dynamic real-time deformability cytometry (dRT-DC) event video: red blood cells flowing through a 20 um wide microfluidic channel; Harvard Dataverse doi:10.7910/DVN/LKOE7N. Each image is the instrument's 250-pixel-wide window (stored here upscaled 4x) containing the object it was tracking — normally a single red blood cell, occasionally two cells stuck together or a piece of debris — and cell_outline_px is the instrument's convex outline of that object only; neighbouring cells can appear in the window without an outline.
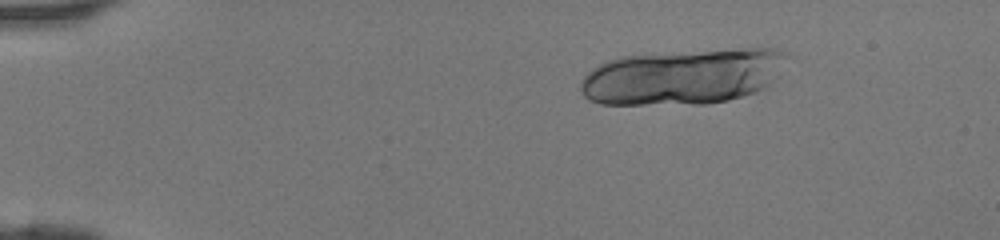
{"species": "human", "species_latin": "Homo sapiens", "temperature_condition": "room temperature", "stored_images_in_passage": 46, "camera_frame_rate_fps": 3000, "um_per_image_px": 0.085, "donor": {"sex": "female"}, "frame": {"image": 1, "passage_image": 8, "time_ms": 2.333, "image_size_px": [1000, 240], "cell_outline_px": [[780, 56], [764, 88], [756, 92], [728, 100], [708, 104], [600, 104], [588, 100], [580, 92], [580, 80], [592, 68], [608, 60], [620, 56], [752, 48], [772, 48], [780, 52]], "centroid_in_image_um": [57.8, 6.55], "position_along_channel_um": 27.2, "area_um2": 64.97}}
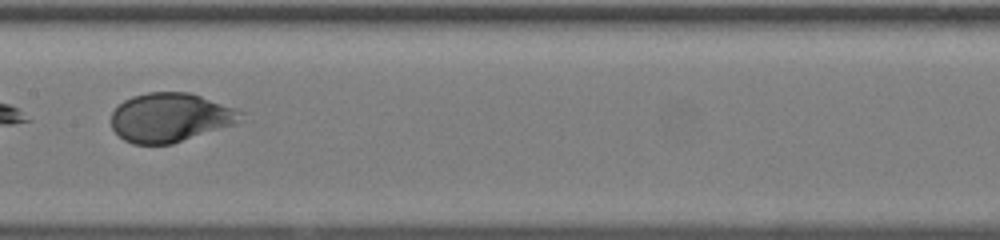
{"frame": {"image": 2, "passage_image": 26, "time_ms": 8.333, "image_size_px": [1000, 240], "cell_outline_px": [[244, 112], [236, 124], [172, 144], [132, 144], [124, 140], [112, 128], [112, 112], [124, 100], [132, 96], [148, 92], [188, 92], [236, 108]], "centroid_in_image_um": [14.47, 9.99], "position_along_channel_um": 192.9, "area_um2": 36.88}}
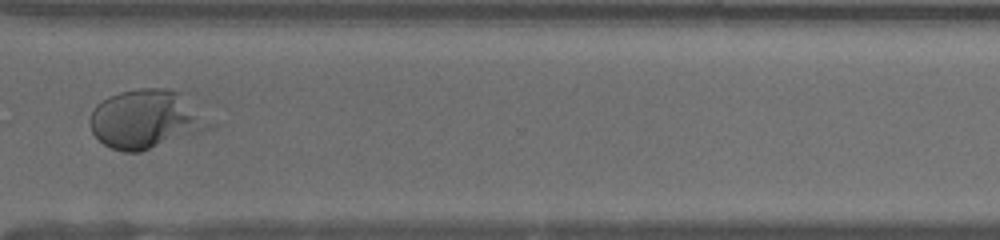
{"frame": {"image": 3, "passage_image": 37, "time_ms": 12.0, "image_size_px": [1000, 240], "cell_outline_px": [[224, 124], [216, 128], [140, 152], [124, 152], [112, 148], [104, 144], [92, 132], [88, 124], [88, 120], [96, 104], [108, 96], [120, 92], [140, 88], [168, 88], [176, 92]], "centroid_in_image_um": [12.54, 10.15], "position_along_channel_um": 358.1, "area_um2": 42.08}}